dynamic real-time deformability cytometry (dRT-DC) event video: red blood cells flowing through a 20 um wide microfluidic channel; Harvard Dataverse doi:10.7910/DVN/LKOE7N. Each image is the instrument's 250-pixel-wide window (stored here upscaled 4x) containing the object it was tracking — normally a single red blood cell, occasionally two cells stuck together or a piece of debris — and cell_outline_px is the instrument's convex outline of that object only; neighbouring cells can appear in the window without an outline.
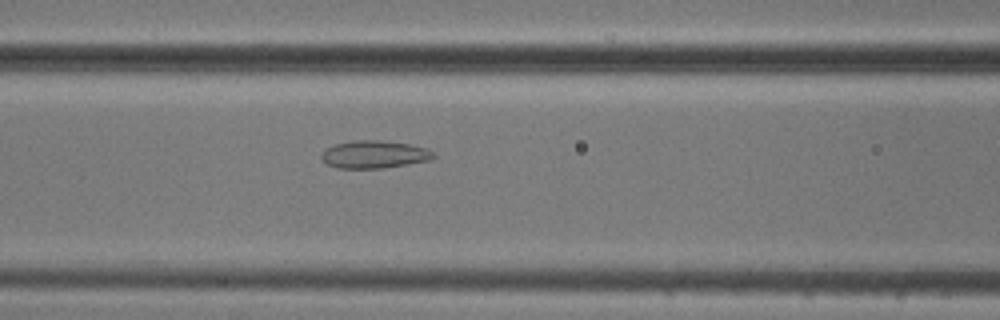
{"species": "common noctule bat (a hibernating species)", "species_latin": "Nyctalus noctula", "temperature_condition": "cold", "stored_images_in_passage": 54, "camera_frame_rate_fps": 3000, "um_per_image_px": 0.085, "animal": {"sex": "male", "body_mass_g": 20.5, "forearm_length_mm": 52.5}, "frame": {"image": 1, "passage_image": 22, "time_ms": 7.0, "image_size_px": [1000, 320], "cell_outline_px": [[436, 156], [432, 160], [384, 168], [336, 168], [328, 164], [320, 156], [324, 148], [336, 144], [352, 140], [380, 140], [408, 144], [428, 148]], "centroid_in_image_um": [31.82, 13.12], "position_along_channel_um": 134.8, "area_um2": 18.15}}
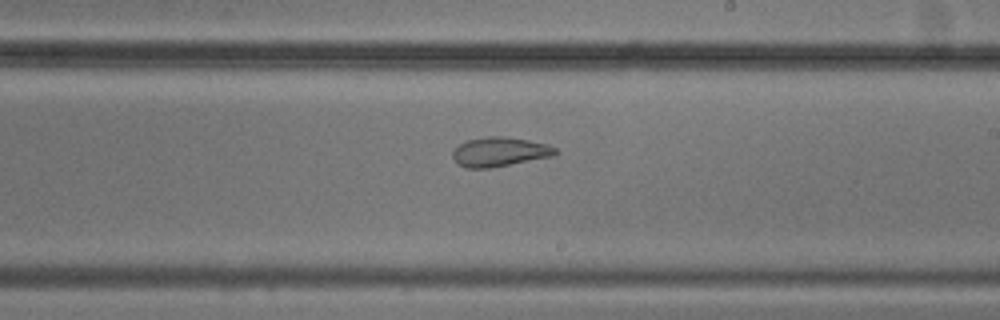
{"frame": {"image": 2, "passage_image": 31, "time_ms": 10.0, "image_size_px": [1000, 320], "cell_outline_px": [[560, 152], [556, 156], [488, 168], [464, 168], [456, 164], [452, 156], [452, 152], [460, 144], [468, 140], [488, 136], [504, 136], [528, 140], [544, 144], [556, 148]], "centroid_in_image_um": [42.47, 12.92], "position_along_channel_um": 246.5, "area_um2": 17.63}}
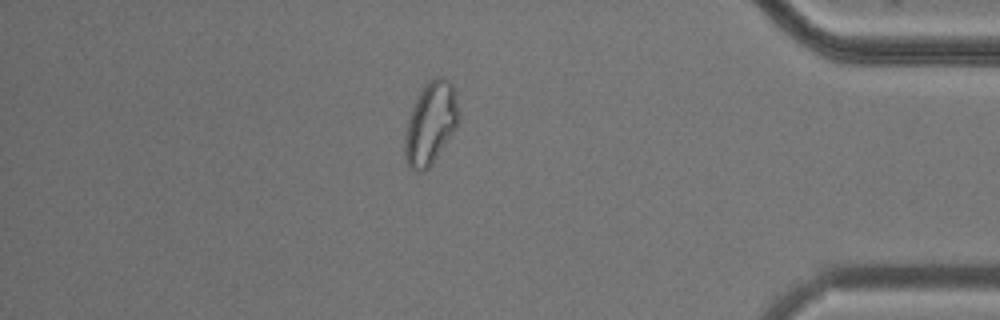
{"frame": {"image": 3, "passage_image": 46, "time_ms": 15.0, "image_size_px": [1000, 320], "cell_outline_px": [[460, 120], [456, 128], [432, 164], [424, 172], [420, 172], [412, 168], [408, 164], [404, 152], [404, 144], [408, 120], [412, 108], [420, 92], [428, 80], [440, 76], [444, 76], [452, 84], [456, 92], [460, 112]], "centroid_in_image_um": [36.65, 10.46], "position_along_channel_um": 398.6, "area_um2": 25.84}, "authors_computed_cell_mechanics": {"area_um2": 23.5824, "velocity_mm_per_s": 3.7246, "shape_relaxation_time_tau1_ms": null, "shape_relaxation_time_tau2_ms": 1.7911, "deformation_change_tau1": null, "deformation_change_tau2": 0.0729}}